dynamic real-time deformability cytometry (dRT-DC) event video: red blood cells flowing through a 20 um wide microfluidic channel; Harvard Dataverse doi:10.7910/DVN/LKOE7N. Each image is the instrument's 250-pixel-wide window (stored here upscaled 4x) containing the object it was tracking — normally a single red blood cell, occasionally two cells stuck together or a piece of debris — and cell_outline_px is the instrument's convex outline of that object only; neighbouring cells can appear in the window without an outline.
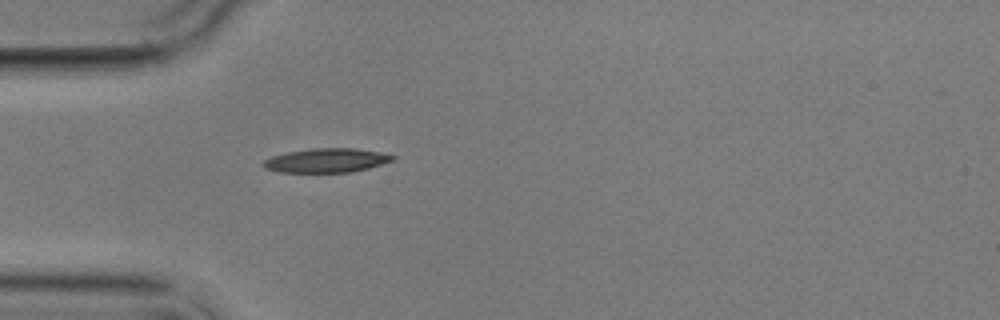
{"species": "common noctule bat (a hibernating species)", "species_latin": "Nyctalus noctula", "temperature_condition": "cold", "stored_images_in_passage": 1, "camera_frame_rate_fps": 3000, "um_per_image_px": 0.085, "animal": {"sex": "male", "body_mass_g": 17.9}, "frame": {"image": 1, "passage_image": 1, "time_ms": 0.0, "image_size_px": [1000, 320], "cell_outline_px": [[396, 160], [368, 168], [352, 172], [280, 172], [264, 168], [260, 164], [264, 160], [272, 156], [288, 152], [308, 148], [356, 148], [380, 152], [396, 156]], "centroid_in_image_um": [27.76, 13.63], "position_along_channel_um": 57.2, "area_um2": 18.32}}